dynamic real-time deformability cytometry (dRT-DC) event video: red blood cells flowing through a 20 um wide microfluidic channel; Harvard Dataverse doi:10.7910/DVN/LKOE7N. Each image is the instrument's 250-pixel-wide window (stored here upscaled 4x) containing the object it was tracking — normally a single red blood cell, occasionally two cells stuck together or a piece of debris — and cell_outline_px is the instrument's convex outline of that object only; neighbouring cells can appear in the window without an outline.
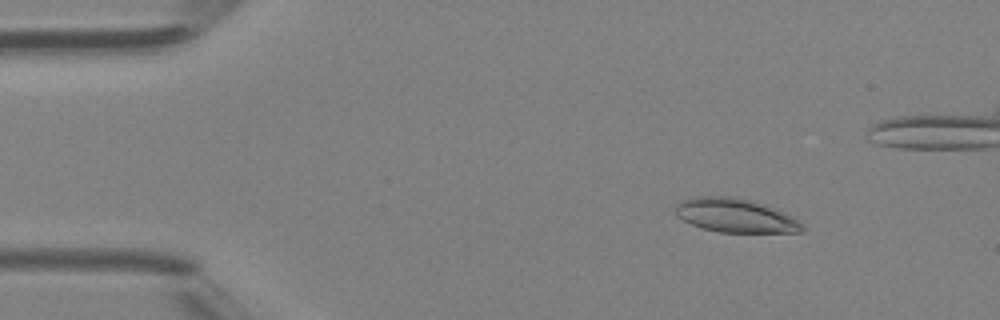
{"species": "Egyptian fruit bat (a non-hibernating species)", "species_latin": "Rousettus aegyptiacus", "temperature_condition": "room temperature", "stored_images_in_passage": 48, "camera_frame_rate_fps": 3000, "um_per_image_px": 0.085, "animal": {"sex": "female"}, "frame": {"image": 1, "passage_image": 7, "time_ms": 2.0, "image_size_px": [1000, 320], "cell_outline_px": [[804, 232], [720, 232], [700, 228], [676, 216], [676, 204], [680, 200], [692, 196], [732, 196], [752, 200], [764, 204], [792, 216], [804, 224]], "centroid_in_image_um": [62.49, 18.3], "position_along_channel_um": 22.5, "area_um2": 25.2}}
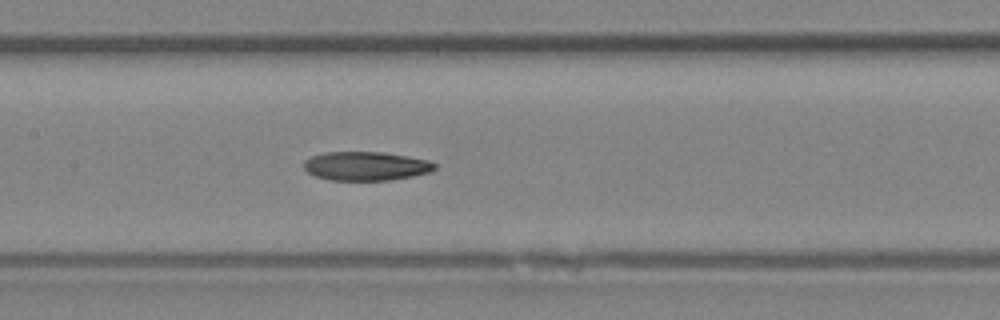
{"frame": {"image": 2, "passage_image": 23, "time_ms": 7.333, "image_size_px": [1000, 320], "cell_outline_px": [[436, 168], [428, 172], [412, 176], [388, 180], [332, 180], [316, 176], [308, 172], [304, 168], [304, 160], [312, 156], [324, 152], [380, 152], [408, 156], [428, 160], [436, 164]], "centroid_in_image_um": [31.09, 14.11], "position_along_channel_um": 176.3, "area_um2": 21.85}}
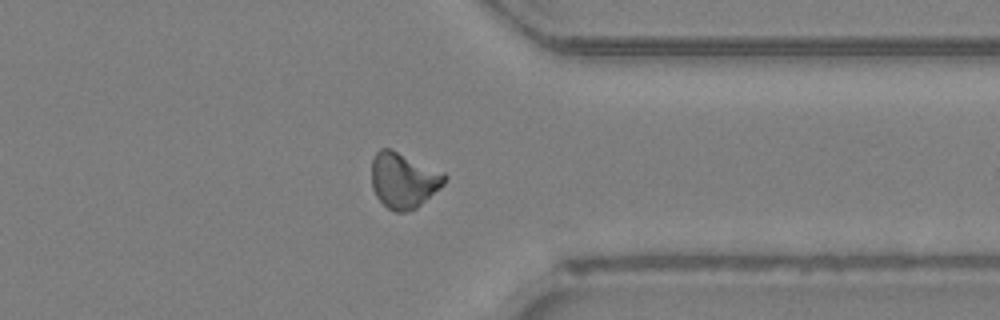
{"frame": {"image": 3, "passage_image": 37, "time_ms": 12.0, "image_size_px": [1000, 320], "cell_outline_px": [[448, 176], [444, 184], [440, 188], [416, 208], [404, 212], [396, 212], [388, 208], [376, 196], [372, 188], [372, 160], [376, 152], [380, 148], [388, 148], [444, 172]], "centroid_in_image_um": [34.3, 15.33], "position_along_channel_um": 377.1, "area_um2": 23.41}}